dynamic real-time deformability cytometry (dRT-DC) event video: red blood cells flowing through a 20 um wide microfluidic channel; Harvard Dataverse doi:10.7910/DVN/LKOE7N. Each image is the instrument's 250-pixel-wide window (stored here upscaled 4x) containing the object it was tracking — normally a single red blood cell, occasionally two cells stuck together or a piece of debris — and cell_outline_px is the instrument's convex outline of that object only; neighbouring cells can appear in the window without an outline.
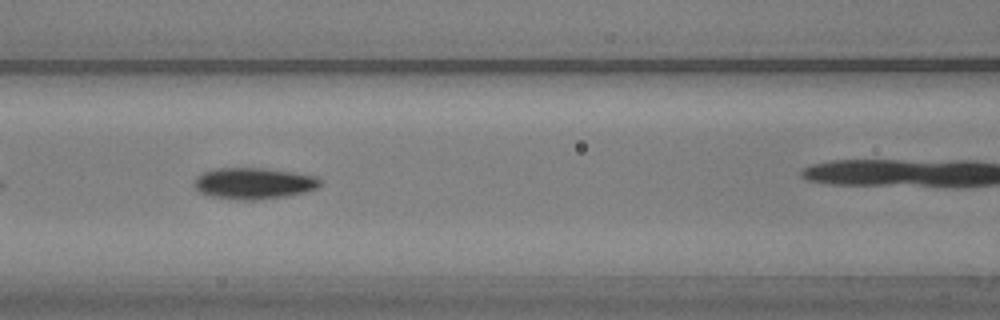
{"species": "common noctule bat (a hibernating species)", "species_latin": "Nyctalus noctula", "temperature_condition": "warm", "stored_images_in_passage": 27, "camera_frame_rate_fps": 3000, "um_per_image_px": 0.085, "animal": {"sex": "male", "body_mass_g": 20.5, "forearm_length_mm": 52.5}, "frame": {"image": 1, "passage_image": 8, "time_ms": 2.333, "image_size_px": [1000, 320], "cell_outline_px": [[320, 184], [316, 188], [304, 192], [284, 196], [256, 200], [232, 200], [212, 196], [200, 192], [196, 188], [196, 176], [204, 172], [216, 168], [264, 168], [316, 176], [320, 180]], "centroid_in_image_um": [21.55, 15.59], "position_along_channel_um": 145.1, "area_um2": 22.72}}